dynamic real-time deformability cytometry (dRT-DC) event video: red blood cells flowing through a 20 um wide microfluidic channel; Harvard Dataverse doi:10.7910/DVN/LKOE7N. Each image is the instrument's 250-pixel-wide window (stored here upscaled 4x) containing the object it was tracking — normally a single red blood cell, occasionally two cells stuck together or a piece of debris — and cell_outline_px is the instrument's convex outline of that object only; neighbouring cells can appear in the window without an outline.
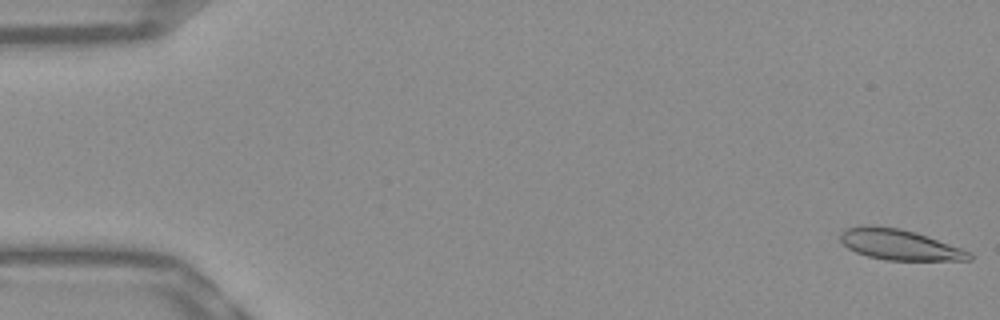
{"species": "Egyptian fruit bat (a non-hibernating species)", "species_latin": "Rousettus aegyptiacus", "temperature_condition": "warm", "stored_images_in_passage": 48, "camera_frame_rate_fps": 3000, "um_per_image_px": 0.085, "frame": {"image": 1, "passage_image": 1, "time_ms": 0.0, "image_size_px": [1000, 320], "cell_outline_px": [[972, 260], [884, 260], [868, 256], [856, 252], [848, 248], [840, 240], [840, 232], [844, 228], [860, 224], [872, 224], [900, 228], [916, 232], [972, 252]], "centroid_in_image_um": [76.4, 20.77], "position_along_channel_um": 8.6, "area_um2": 23.29}}
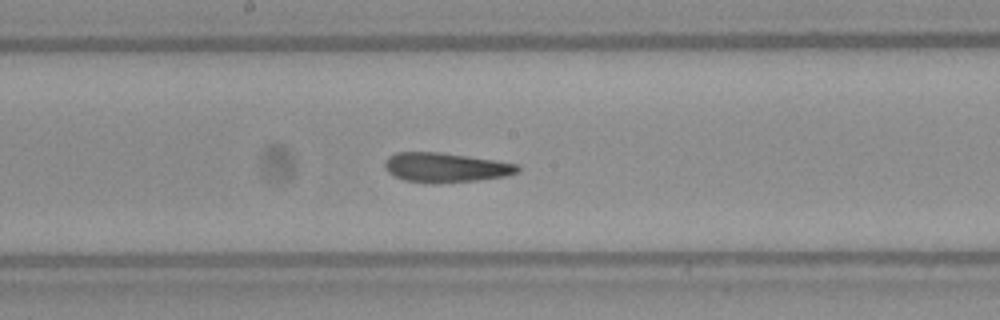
{"frame": {"image": 2, "passage_image": 28, "time_ms": 9.0, "image_size_px": [1000, 320], "cell_outline_px": [[520, 172], [504, 176], [480, 180], [440, 184], [432, 184], [404, 180], [388, 172], [384, 168], [384, 160], [388, 156], [396, 152], [440, 152], [496, 160], [520, 164]], "centroid_in_image_um": [37.88, 14.24], "position_along_channel_um": 210.3, "area_um2": 23.29}}
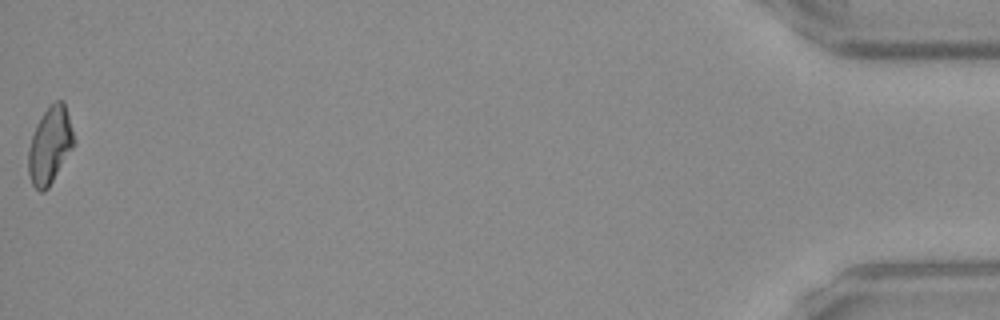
{"frame": {"image": 3, "passage_image": 48, "time_ms": 15.667, "image_size_px": [1000, 320], "cell_outline_px": [[76, 140], [72, 148], [48, 188], [44, 192], [40, 192], [32, 184], [28, 172], [28, 148], [36, 124], [44, 112], [56, 100], [64, 100]], "centroid_in_image_um": [4.25, 12.35], "position_along_channel_um": 431.0, "area_um2": 20.29}, "authors_computed_cell_mechanics": {"area_um2": 23.0911, "velocity_mm_per_s": 3.8396, "shape_relaxation_time_tau1_ms": null, "shape_relaxation_time_tau2_ms": 2.9999, "deformation_change_tau1": null, "deformation_change_tau2": 0.091}}